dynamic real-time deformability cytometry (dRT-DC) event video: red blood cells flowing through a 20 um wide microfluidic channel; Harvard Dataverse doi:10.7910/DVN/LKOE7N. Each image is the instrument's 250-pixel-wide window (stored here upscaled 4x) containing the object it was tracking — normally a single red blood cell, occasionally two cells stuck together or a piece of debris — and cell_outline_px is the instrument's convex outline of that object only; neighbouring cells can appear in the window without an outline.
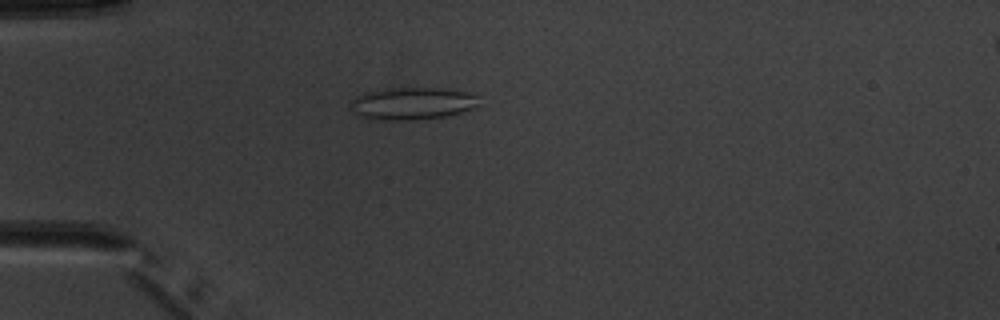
{"species": "common noctule bat (a hibernating species)", "species_latin": "Nyctalus noctula", "temperature_condition": "warm", "stored_images_in_passage": 3, "camera_frame_rate_fps": 3000, "um_per_image_px": 0.085, "animal": {"sex": "male", "body_mass_g": 20.1, "forearm_length_mm": 53.5}, "frame": {"image": 1, "passage_image": 3, "time_ms": 2.333, "image_size_px": [1000, 320], "cell_outline_px": [[480, 104], [476, 108], [444, 116], [416, 120], [368, 120], [360, 116], [348, 104], [356, 96], [364, 92], [392, 88], [452, 88], [468, 92], [480, 96]], "centroid_in_image_um": [35.09, 8.79], "position_along_channel_um": 49.9, "area_um2": 24.68}}